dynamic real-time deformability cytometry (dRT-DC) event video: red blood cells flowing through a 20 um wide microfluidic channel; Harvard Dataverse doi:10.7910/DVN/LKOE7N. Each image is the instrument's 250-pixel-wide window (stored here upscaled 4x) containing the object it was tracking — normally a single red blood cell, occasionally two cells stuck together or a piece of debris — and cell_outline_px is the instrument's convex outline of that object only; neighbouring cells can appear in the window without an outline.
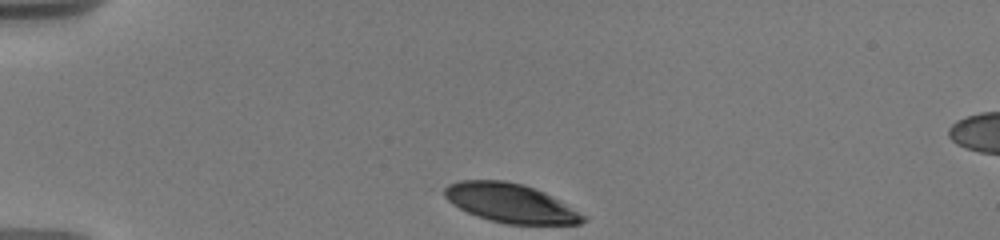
{"species": "human", "species_latin": "Homo sapiens", "temperature_condition": "warm", "stored_images_in_passage": 16, "camera_frame_rate_fps": 3000, "um_per_image_px": 0.085, "donor": {"sex": "male"}, "frame": {"image": 1, "passage_image": 1, "time_ms": 0.0, "image_size_px": [1000, 240], "cell_outline_px": [[588, 220], [580, 224], [504, 224], [488, 220], [468, 212], [452, 204], [444, 196], [444, 188], [448, 184], [460, 180], [504, 180], [524, 184], [544, 192], [560, 200], [588, 216]], "centroid_in_image_um": [43.43, 17.26], "position_along_channel_um": 41.6, "area_um2": 31.73}}
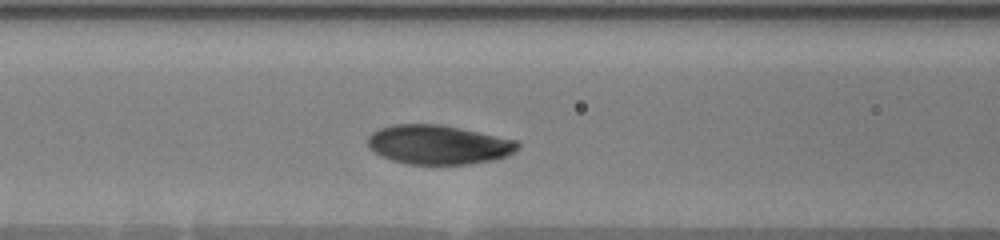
{"frame": {"image": 2, "passage_image": 13, "time_ms": 3.667, "image_size_px": [1000, 240], "cell_outline_px": [[520, 144], [512, 152], [504, 156], [492, 160], [468, 164], [408, 164], [392, 160], [380, 156], [368, 148], [368, 136], [372, 132], [380, 128], [392, 124], [440, 124], [516, 140]], "centroid_in_image_um": [37.19, 12.29], "position_along_channel_um": 129.4, "area_um2": 34.04}}
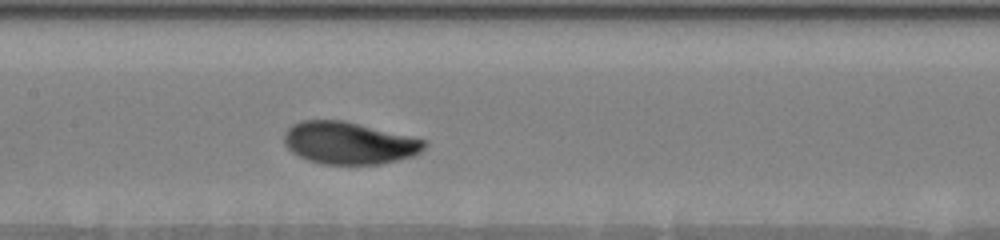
{"frame": {"image": 3, "passage_image": 16, "time_ms": 5.0, "image_size_px": [1000, 240], "cell_outline_px": [[428, 144], [420, 152], [412, 156], [380, 164], [324, 164], [308, 160], [292, 152], [284, 144], [284, 132], [292, 124], [300, 120], [344, 120], [428, 140]], "centroid_in_image_um": [29.67, 12.14], "position_along_channel_um": 177.7, "area_um2": 34.62}}